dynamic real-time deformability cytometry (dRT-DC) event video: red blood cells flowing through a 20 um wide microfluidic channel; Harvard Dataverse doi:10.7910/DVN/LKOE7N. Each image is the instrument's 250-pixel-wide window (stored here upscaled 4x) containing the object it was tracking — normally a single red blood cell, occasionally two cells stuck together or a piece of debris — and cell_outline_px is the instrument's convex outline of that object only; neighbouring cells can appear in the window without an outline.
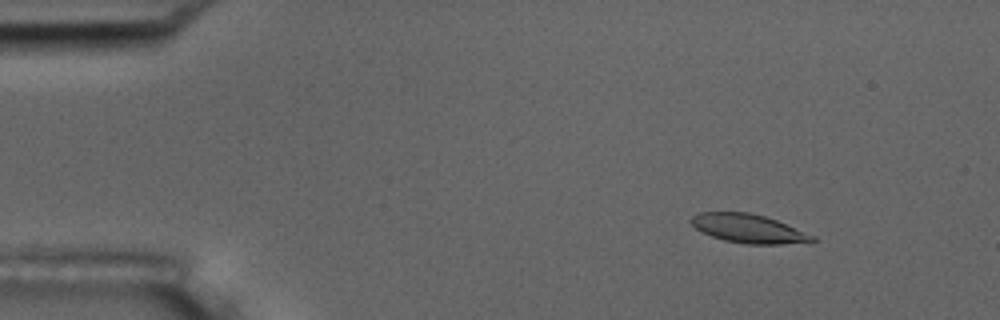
{"species": "common noctule bat (a hibernating species)", "species_latin": "Nyctalus noctula", "temperature_condition": "room temperature", "stored_images_in_passage": 8, "camera_frame_rate_fps": 3000, "um_per_image_px": 0.085, "animal": {"sex": "male", "body_mass_g": 17.5, "forearm_length_mm": 52.3}, "frame": {"image": 1, "passage_image": 2, "time_ms": 1.333, "image_size_px": [1000, 320], "cell_outline_px": [[816, 240], [812, 244], [748, 244], [724, 240], [712, 236], [696, 228], [688, 220], [692, 216], [700, 212], [748, 212], [764, 216], [776, 220], [816, 236]], "centroid_in_image_um": [63.7, 19.44], "position_along_channel_um": 21.3, "area_um2": 20.46}}
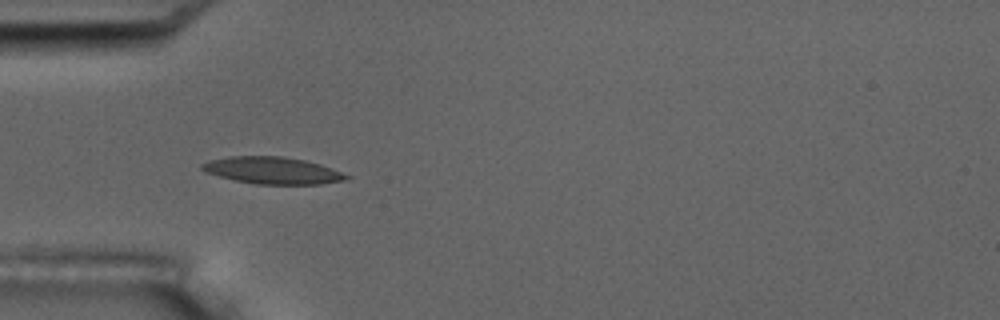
{"frame": {"image": 2, "passage_image": 5, "time_ms": 4.667, "image_size_px": [1000, 320], "cell_outline_px": [[352, 176], [344, 180], [320, 184], [256, 184], [236, 180], [204, 172], [200, 168], [200, 164], [208, 160], [228, 156], [280, 156], [304, 160], [320, 164], [332, 168]], "centroid_in_image_um": [23.14, 14.48], "position_along_channel_um": 61.9, "area_um2": 22.66}}
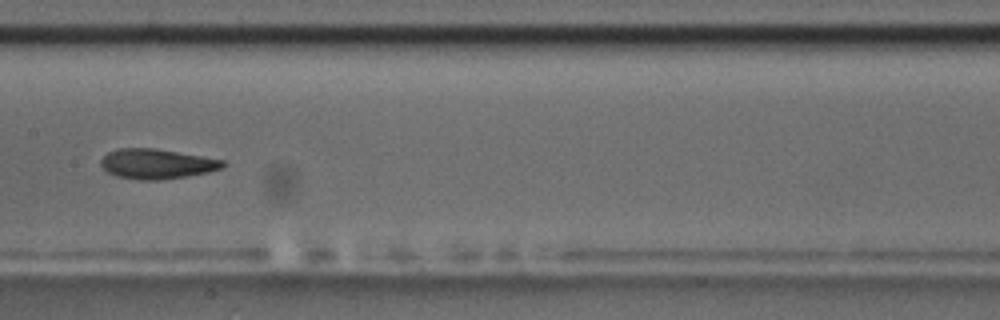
{"frame": {"image": 3, "passage_image": 8, "time_ms": 8.333, "image_size_px": [1000, 320], "cell_outline_px": [[228, 164], [224, 168], [208, 172], [160, 180], [140, 180], [116, 176], [108, 172], [100, 164], [100, 160], [108, 152], [116, 148], [156, 148], [204, 156], [224, 160]], "centroid_in_image_um": [13.35, 13.92], "position_along_channel_um": 194.0, "area_um2": 21.44}}